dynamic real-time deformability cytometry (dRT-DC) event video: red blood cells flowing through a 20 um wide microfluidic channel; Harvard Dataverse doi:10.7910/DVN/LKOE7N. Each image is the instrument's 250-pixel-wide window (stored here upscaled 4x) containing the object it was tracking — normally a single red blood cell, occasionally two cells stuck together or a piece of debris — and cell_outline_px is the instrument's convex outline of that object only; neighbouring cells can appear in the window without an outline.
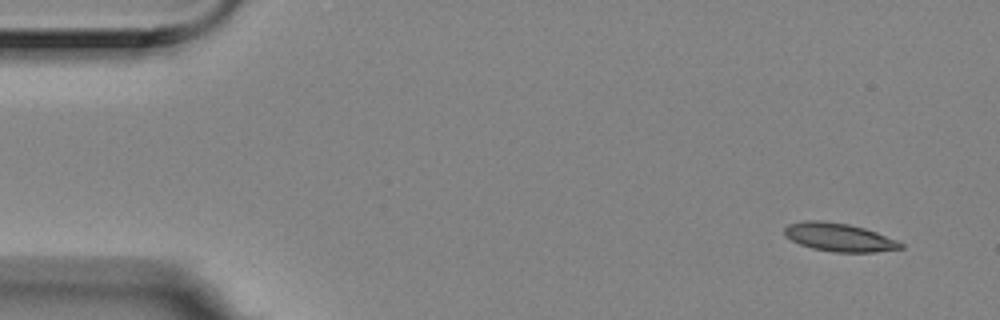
{"species": "Egyptian fruit bat (a non-hibernating species)", "species_latin": "Rousettus aegyptiacus", "temperature_condition": "room temperature", "stored_images_in_passage": 8, "camera_frame_rate_fps": 3000, "um_per_image_px": 0.085, "animal": {"sex": "female"}, "frame": {"image": 1, "passage_image": 1, "time_ms": 0.0, "image_size_px": [1000, 320], "cell_outline_px": [[904, 248], [876, 252], [832, 252], [812, 248], [800, 244], [784, 236], [784, 228], [788, 224], [804, 220], [820, 220], [848, 224], [864, 228], [876, 232], [896, 240], [904, 244]], "centroid_in_image_um": [71.31, 20.17], "position_along_channel_um": 13.7, "area_um2": 19.19}}
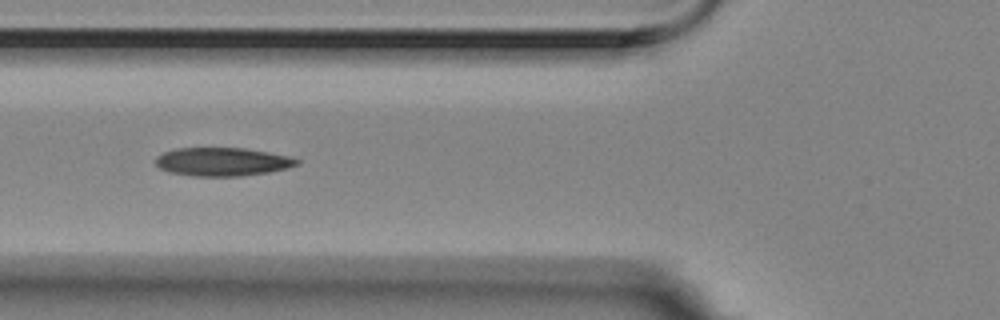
{"frame": {"image": 2, "passage_image": 6, "time_ms": 1.667, "image_size_px": [1000, 320], "cell_outline_px": [[300, 164], [268, 172], [240, 176], [196, 176], [172, 172], [160, 168], [156, 164], [156, 156], [164, 152], [176, 148], [244, 148], [268, 152], [288, 156], [300, 160]], "centroid_in_image_um": [18.9, 13.74], "position_along_channel_um": 106.9, "area_um2": 23.12}}
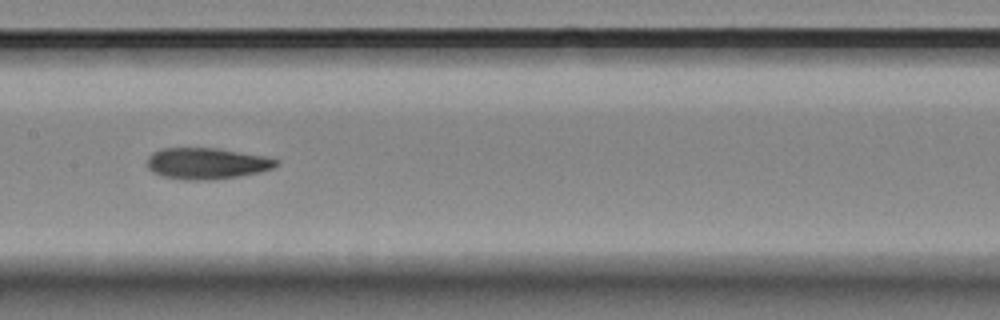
{"frame": {"image": 3, "passage_image": 8, "time_ms": 2.333, "image_size_px": [1000, 320], "cell_outline_px": [[280, 164], [272, 168], [260, 172], [236, 176], [204, 180], [184, 180], [164, 176], [152, 172], [148, 168], [148, 156], [152, 152], [160, 148], [216, 148], [264, 156], [280, 160]], "centroid_in_image_um": [17.56, 13.88], "position_along_channel_um": 189.8, "area_um2": 23.41}}